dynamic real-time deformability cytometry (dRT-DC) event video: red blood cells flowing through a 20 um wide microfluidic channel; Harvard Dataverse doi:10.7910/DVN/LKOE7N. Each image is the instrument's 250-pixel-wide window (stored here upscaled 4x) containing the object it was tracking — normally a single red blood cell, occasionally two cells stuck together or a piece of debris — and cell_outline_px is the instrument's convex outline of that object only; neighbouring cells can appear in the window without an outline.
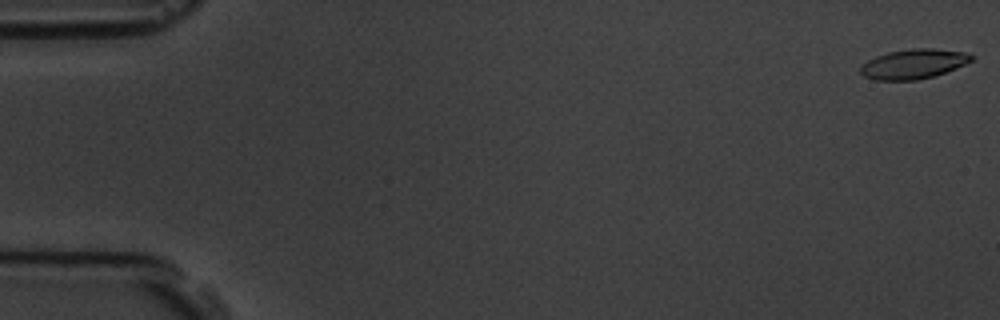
{"species": "common noctule bat (a hibernating species)", "species_latin": "Nyctalus noctula", "temperature_condition": "room temperature", "stored_images_in_passage": 6, "camera_frame_rate_fps": 3000, "um_per_image_px": 0.085, "animal": {"sex": "male", "body_mass_g": 19.5, "forearm_length_mm": 54.6}, "frame": {"image": 1, "passage_image": 1, "time_ms": 0.0, "image_size_px": [1000, 320], "cell_outline_px": [[976, 56], [972, 60], [956, 68], [932, 76], [916, 80], [876, 80], [864, 76], [860, 72], [860, 68], [868, 60], [876, 56], [888, 52], [912, 48], [932, 48], [968, 52]], "centroid_in_image_um": [77.68, 5.42], "position_along_channel_um": 7.3, "area_um2": 19.13}}
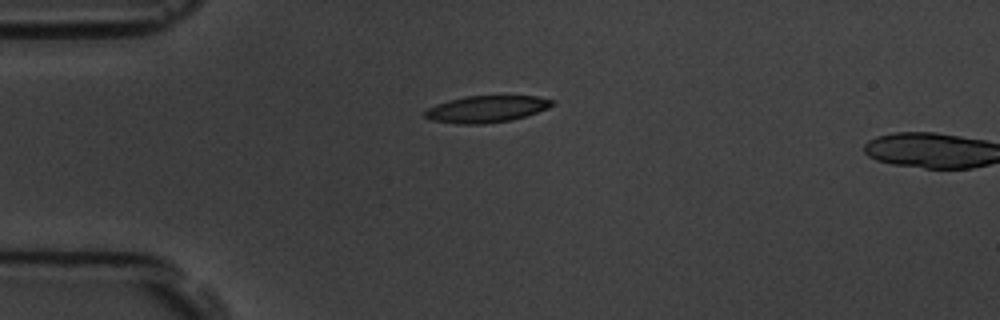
{"frame": {"image": 2, "passage_image": 5, "time_ms": 4.333, "image_size_px": [1000, 320], "cell_outline_px": [[556, 104], [548, 108], [512, 120], [480, 124], [460, 124], [432, 120], [424, 116], [424, 112], [428, 108], [436, 104], [464, 96], [536, 96], [556, 100]], "centroid_in_image_um": [41.38, 9.26], "position_along_channel_um": 43.6, "area_um2": 19.77}}